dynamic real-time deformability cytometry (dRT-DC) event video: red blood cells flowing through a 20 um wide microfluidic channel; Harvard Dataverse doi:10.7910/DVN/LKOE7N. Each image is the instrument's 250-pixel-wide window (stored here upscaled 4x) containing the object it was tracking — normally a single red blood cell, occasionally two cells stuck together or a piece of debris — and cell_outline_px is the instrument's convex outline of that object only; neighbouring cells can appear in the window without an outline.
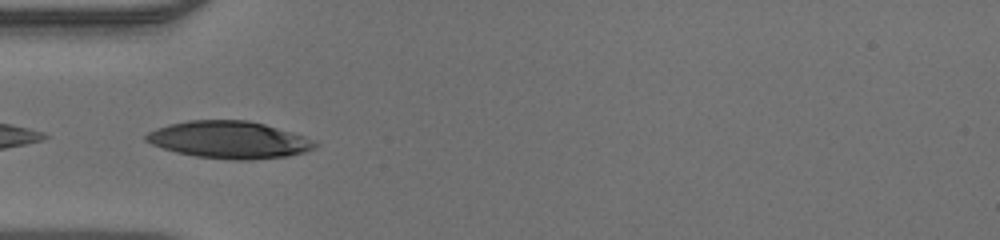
{"species": "human", "species_latin": "Homo sapiens", "temperature_condition": "warm", "stored_images_in_passage": 20, "camera_frame_rate_fps": 3000, "um_per_image_px": 0.085, "donor": {"sex": "male"}, "frame": {"image": 1, "passage_image": 1, "time_ms": 0.0, "image_size_px": [1000, 240], "cell_outline_px": [[316, 144], [312, 148], [304, 152], [288, 156], [248, 160], [232, 160], [196, 156], [176, 152], [152, 144], [144, 140], [144, 136], [148, 132], [156, 128], [168, 124], [188, 120], [248, 120], [264, 124], [292, 132], [304, 136]], "centroid_in_image_um": [19.42, 11.88], "position_along_channel_um": 65.6, "area_um2": 36.36}}
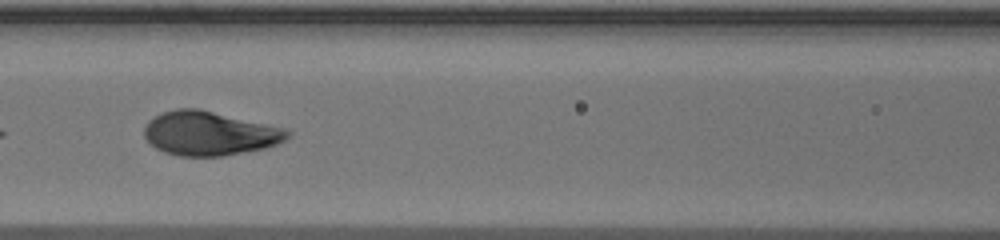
{"frame": {"image": 2, "passage_image": 7, "time_ms": 2.0, "image_size_px": [1000, 240], "cell_outline_px": [[292, 132], [284, 140], [276, 144], [264, 148], [220, 156], [180, 156], [164, 152], [156, 148], [144, 136], [144, 128], [148, 120], [164, 112], [176, 108], [196, 108], [280, 128]], "centroid_in_image_um": [17.73, 11.35], "position_along_channel_um": 148.9, "area_um2": 35.89}}
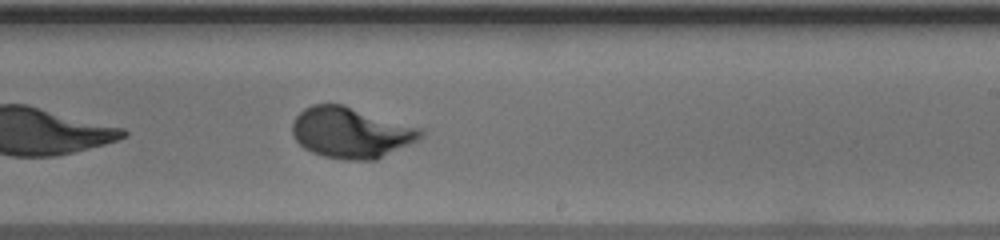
{"frame": {"image": 3, "passage_image": 15, "time_ms": 4.667, "image_size_px": [1000, 240], "cell_outline_px": [[424, 136], [376, 160], [344, 160], [324, 156], [312, 152], [304, 148], [292, 136], [292, 124], [296, 116], [304, 108], [312, 104], [344, 104], [424, 128]], "centroid_in_image_um": [29.84, 11.25], "position_along_channel_um": 259.2, "area_um2": 38.32}}